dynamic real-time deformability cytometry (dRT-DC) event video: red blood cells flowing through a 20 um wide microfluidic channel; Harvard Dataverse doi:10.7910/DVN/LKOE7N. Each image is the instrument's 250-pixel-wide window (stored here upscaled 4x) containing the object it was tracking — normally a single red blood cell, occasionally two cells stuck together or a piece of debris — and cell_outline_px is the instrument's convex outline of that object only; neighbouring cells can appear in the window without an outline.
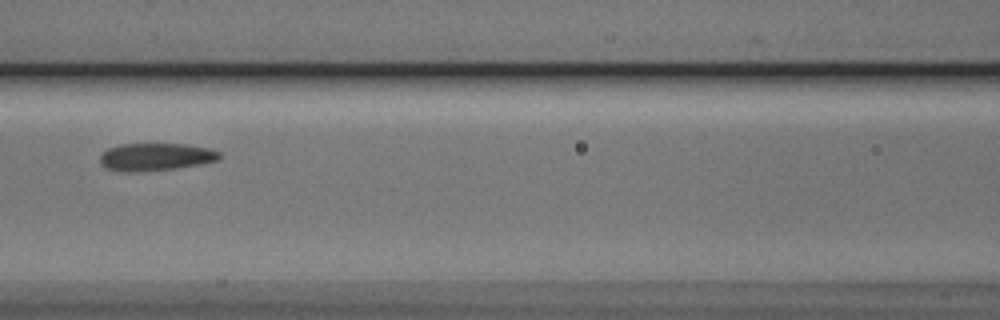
{"species": "Egyptian fruit bat (a non-hibernating species)", "species_latin": "Rousettus aegyptiacus", "temperature_condition": "cold", "stored_images_in_passage": 4, "camera_frame_rate_fps": 3000, "um_per_image_px": 0.085, "animal": {"sex": "male"}, "frame": {"image": 1, "passage_image": 4, "time_ms": 1.0, "image_size_px": [1000, 320], "cell_outline_px": [[220, 160], [176, 168], [108, 168], [100, 164], [100, 156], [108, 148], [120, 144], [184, 144], [208, 148], [220, 152]], "centroid_in_image_um": [13.32, 13.26], "position_along_channel_um": 153.3, "area_um2": 17.92}}